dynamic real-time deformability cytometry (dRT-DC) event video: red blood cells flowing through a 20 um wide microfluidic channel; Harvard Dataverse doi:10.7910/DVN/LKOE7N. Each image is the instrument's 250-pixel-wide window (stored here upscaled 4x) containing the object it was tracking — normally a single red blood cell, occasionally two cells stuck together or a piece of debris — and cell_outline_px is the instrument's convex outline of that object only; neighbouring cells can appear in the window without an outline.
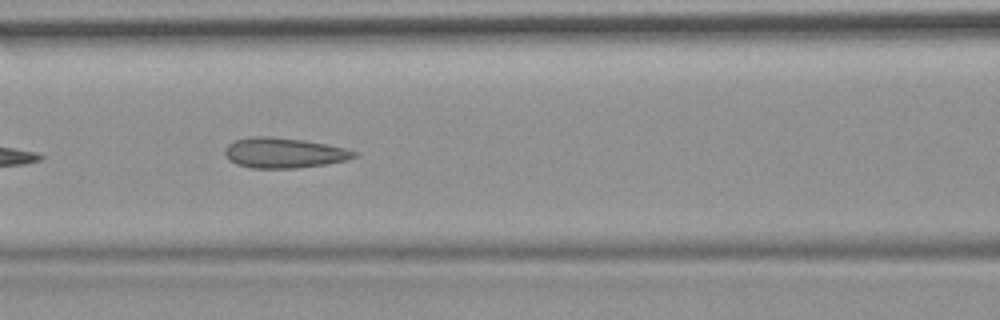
{"species": "common noctule bat (a hibernating species)", "species_latin": "Nyctalus noctula", "temperature_condition": "room temperature", "stored_images_in_passage": 7, "camera_frame_rate_fps": 3000, "um_per_image_px": 0.085, "animal": {"sex": "female", "body_mass_g": 19.9}, "frame": {"image": 1, "passage_image": 6, "time_ms": 6.0, "image_size_px": [1000, 320], "cell_outline_px": [[360, 156], [344, 160], [324, 164], [296, 168], [252, 168], [236, 164], [228, 160], [224, 152], [224, 148], [228, 144], [236, 140], [252, 136], [268, 136], [304, 140], [344, 148], [356, 152]], "centroid_in_image_um": [24.09, 12.99], "position_along_channel_um": 142.5, "area_um2": 22.66}}